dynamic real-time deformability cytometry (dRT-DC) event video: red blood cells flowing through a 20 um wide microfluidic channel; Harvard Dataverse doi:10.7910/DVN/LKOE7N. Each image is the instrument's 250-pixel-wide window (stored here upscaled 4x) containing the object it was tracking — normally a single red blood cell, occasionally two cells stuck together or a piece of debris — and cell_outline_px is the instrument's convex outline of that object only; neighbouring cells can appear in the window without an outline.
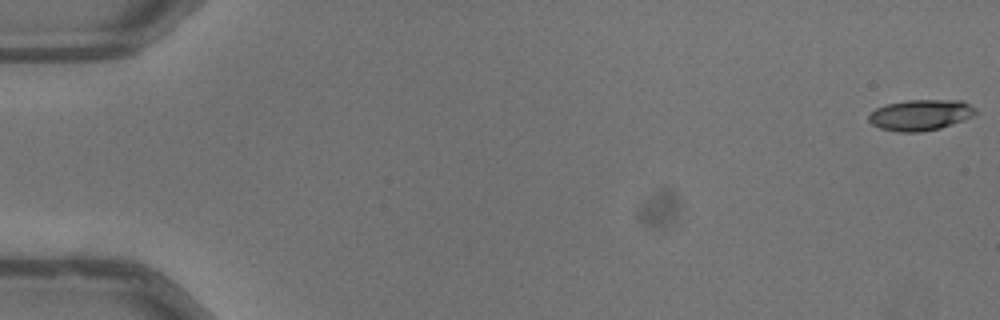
{"species": "common noctule bat (a hibernating species)", "species_latin": "Nyctalus noctula", "temperature_condition": "warm", "stored_images_in_passage": 15, "camera_frame_rate_fps": 3000, "um_per_image_px": 0.085, "animal": {"sex": "male", "body_mass_g": 13.3}, "frame": {"image": 1, "passage_image": 1, "time_ms": 0.0, "image_size_px": [1000, 320], "cell_outline_px": [[976, 112], [972, 116], [964, 120], [940, 128], [920, 132], [896, 132], [880, 128], [872, 124], [868, 120], [868, 116], [876, 108], [884, 104], [908, 100], [960, 100], [976, 108]], "centroid_in_image_um": [78.22, 9.77], "position_along_channel_um": 6.8, "area_um2": 19.25}}
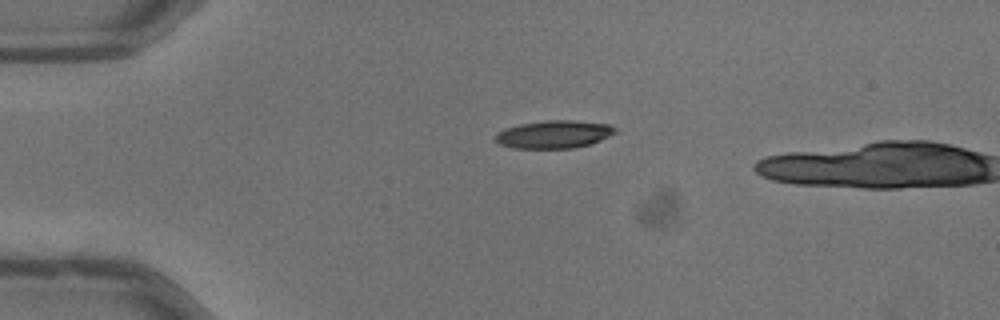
{"frame": {"image": 2, "passage_image": 13, "time_ms": 4.0, "image_size_px": [1000, 320], "cell_outline_px": [[616, 132], [600, 140], [576, 148], [512, 148], [500, 144], [492, 136], [496, 132], [504, 128], [520, 124], [544, 120], [572, 120], [608, 124], [616, 128]], "centroid_in_image_um": [47.03, 11.41], "position_along_channel_um": 38.0, "area_um2": 19.48}}